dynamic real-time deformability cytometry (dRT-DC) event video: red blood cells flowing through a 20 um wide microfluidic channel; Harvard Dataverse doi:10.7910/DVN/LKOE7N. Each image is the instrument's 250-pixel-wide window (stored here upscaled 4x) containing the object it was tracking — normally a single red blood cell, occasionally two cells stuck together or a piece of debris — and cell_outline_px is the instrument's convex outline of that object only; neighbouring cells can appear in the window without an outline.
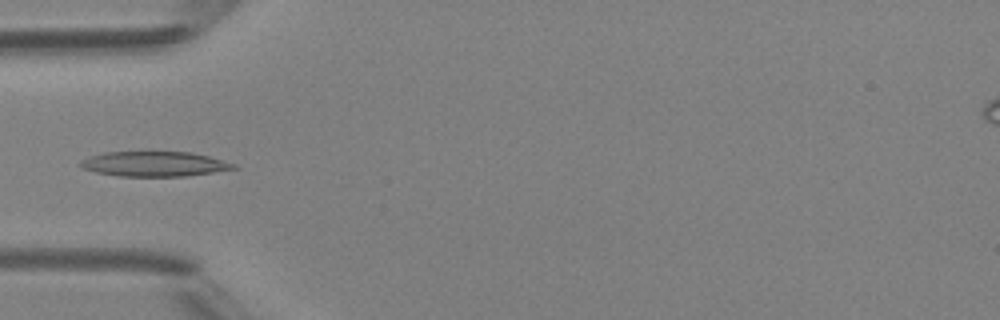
{"species": "Egyptian fruit bat (a non-hibernating species)", "species_latin": "Rousettus aegyptiacus", "temperature_condition": "room temperature", "stored_images_in_passage": 5, "camera_frame_rate_fps": 3000, "um_per_image_px": 0.085, "animal": {"sex": "female"}, "frame": {"image": 1, "passage_image": 5, "time_ms": 4.667, "image_size_px": [1000, 320], "cell_outline_px": [[240, 168], [184, 176], [120, 176], [96, 172], [80, 168], [80, 164], [84, 160], [92, 156], [104, 152], [192, 152], [208, 156], [236, 164]], "centroid_in_image_um": [13.15, 13.94], "position_along_channel_um": 71.8, "area_um2": 22.02}}